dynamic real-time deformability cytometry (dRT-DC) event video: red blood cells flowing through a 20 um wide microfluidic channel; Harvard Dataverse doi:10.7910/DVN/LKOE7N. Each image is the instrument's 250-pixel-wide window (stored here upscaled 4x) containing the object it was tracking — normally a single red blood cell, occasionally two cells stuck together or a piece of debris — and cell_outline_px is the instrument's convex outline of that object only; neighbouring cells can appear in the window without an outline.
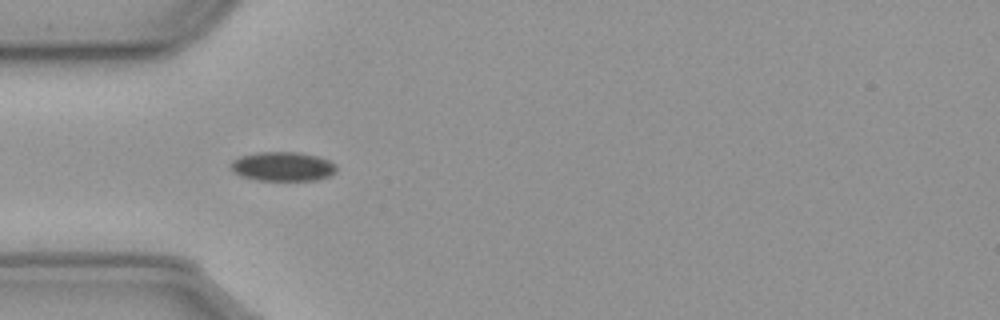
{"species": "common noctule bat (a hibernating species)", "species_latin": "Nyctalus noctula", "temperature_condition": "cold", "stored_images_in_passage": 23, "camera_frame_rate_fps": 3000, "um_per_image_px": 0.085, "animal": {"sex": "male", "body_mass_g": 23.1, "forearm_length_mm": 52.7}, "frame": {"image": 1, "passage_image": 7, "time_ms": 2.0, "image_size_px": [1000, 320], "cell_outline_px": [[336, 172], [328, 176], [316, 180], [256, 180], [240, 176], [232, 172], [228, 164], [232, 160], [240, 156], [256, 152], [296, 152], [316, 156], [328, 160], [336, 164]], "centroid_in_image_um": [23.97, 14.15], "position_along_channel_um": 61.0, "area_um2": 18.15}}